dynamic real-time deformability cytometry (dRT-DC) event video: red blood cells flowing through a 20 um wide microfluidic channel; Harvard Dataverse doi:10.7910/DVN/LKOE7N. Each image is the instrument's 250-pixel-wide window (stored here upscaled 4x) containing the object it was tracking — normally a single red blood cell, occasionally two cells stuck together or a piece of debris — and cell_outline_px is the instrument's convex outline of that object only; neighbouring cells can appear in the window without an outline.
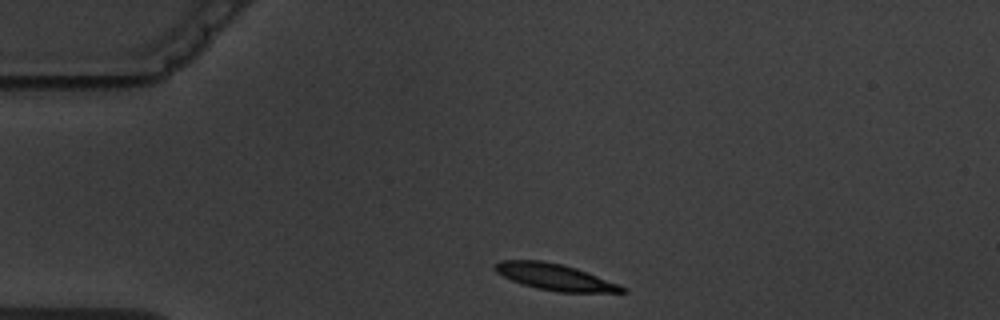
{"species": "common noctule bat (a hibernating species)", "species_latin": "Nyctalus noctula", "temperature_condition": "warm", "stored_images_in_passage": 2, "camera_frame_rate_fps": 3000, "um_per_image_px": 0.085, "animal": {"sex": "male", "body_mass_g": 19.5, "forearm_length_mm": 54.6}, "frame": {"image": 1, "passage_image": 1, "time_ms": 0.0, "image_size_px": [1000, 320], "cell_outline_px": [[628, 292], [560, 292], [536, 288], [512, 280], [496, 272], [492, 268], [500, 260], [540, 260], [560, 264], [576, 268], [588, 272], [620, 284], [628, 288]], "centroid_in_image_um": [47.21, 23.54], "position_along_channel_um": 37.8, "area_um2": 19.48}}